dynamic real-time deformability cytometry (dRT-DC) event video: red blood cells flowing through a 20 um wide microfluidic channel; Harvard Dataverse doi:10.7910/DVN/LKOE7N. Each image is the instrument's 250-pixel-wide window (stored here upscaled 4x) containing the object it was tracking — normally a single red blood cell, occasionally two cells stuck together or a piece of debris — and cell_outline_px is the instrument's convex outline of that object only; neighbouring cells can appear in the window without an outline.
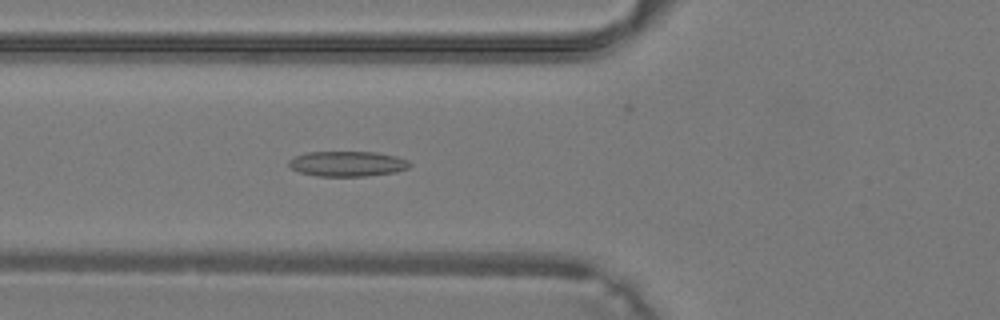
{"species": "common noctule bat (a hibernating species)", "species_latin": "Nyctalus noctula", "temperature_condition": "warm", "stored_images_in_passage": 32, "camera_frame_rate_fps": 3000, "um_per_image_px": 0.085, "animal": {"sex": "male", "body_mass_g": 19.2, "forearm_length_mm": 51.8}, "frame": {"image": 1, "passage_image": 7, "time_ms": 2.0, "image_size_px": [1000, 320], "cell_outline_px": [[412, 164], [408, 168], [396, 172], [364, 176], [316, 176], [300, 172], [292, 168], [288, 164], [288, 160], [304, 152], [376, 152], [396, 156], [408, 160]], "centroid_in_image_um": [29.54, 13.92], "position_along_channel_um": 96.3, "area_um2": 17.8}}
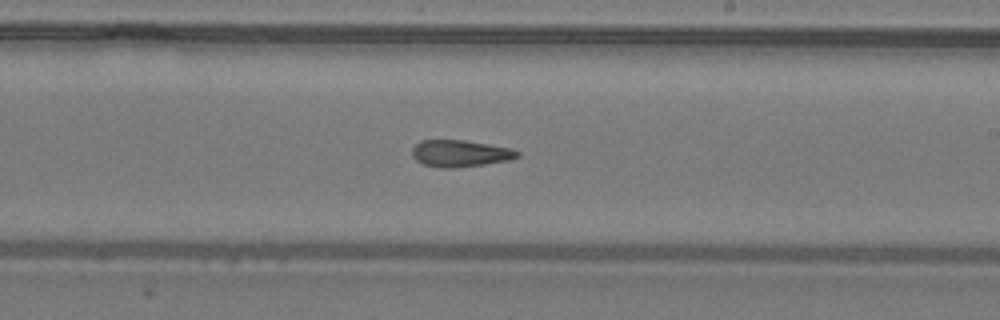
{"frame": {"image": 2, "passage_image": 16, "time_ms": 5.0, "image_size_px": [1000, 320], "cell_outline_px": [[520, 156], [512, 160], [456, 168], [440, 168], [424, 164], [416, 160], [412, 156], [412, 148], [420, 140], [464, 140], [512, 148], [520, 152]], "centroid_in_image_um": [39.14, 13.04], "position_along_channel_um": 249.9, "area_um2": 16.59}}
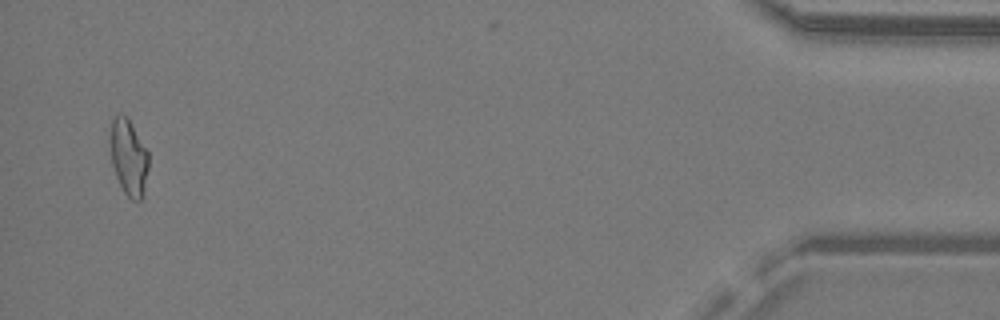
{"frame": {"image": 3, "passage_image": 31, "time_ms": 10.0, "image_size_px": [1000, 320], "cell_outline_px": [[148, 168], [144, 196], [140, 200], [132, 200], [124, 192], [116, 176], [112, 164], [108, 140], [108, 136], [112, 120], [120, 112], [128, 120], [148, 152]], "centroid_in_image_um": [10.91, 13.39], "position_along_channel_um": 424.3, "area_um2": 17.05}}